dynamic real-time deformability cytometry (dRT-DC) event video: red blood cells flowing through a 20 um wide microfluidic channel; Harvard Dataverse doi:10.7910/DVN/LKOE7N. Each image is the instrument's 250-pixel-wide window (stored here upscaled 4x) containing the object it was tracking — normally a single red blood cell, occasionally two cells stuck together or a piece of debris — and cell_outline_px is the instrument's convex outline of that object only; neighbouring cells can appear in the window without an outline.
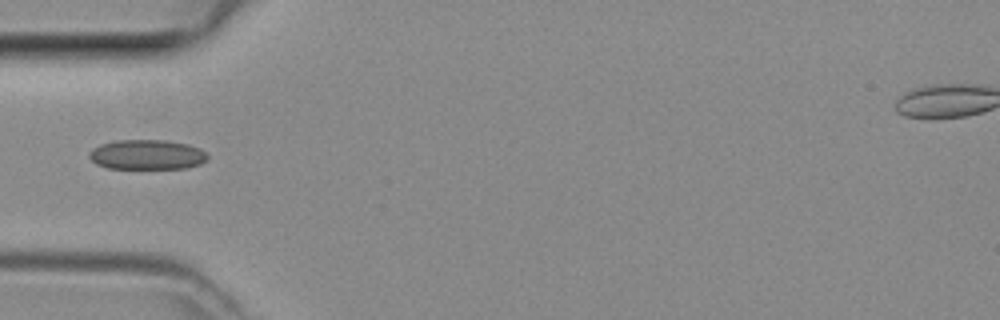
{"species": "common noctule bat (a hibernating species)", "species_latin": "Nyctalus noctula", "temperature_condition": "room temperature", "stored_images_in_passage": 2, "camera_frame_rate_fps": 3000, "um_per_image_px": 0.085, "animal": {"sex": "female", "body_mass_g": 29.2, "forearm_length_mm": 56.3}, "frame": {"image": 1, "passage_image": 1, "time_ms": 0.0, "image_size_px": [1000, 320], "cell_outline_px": [[208, 160], [200, 164], [184, 168], [108, 168], [96, 164], [88, 156], [88, 152], [92, 148], [100, 144], [116, 140], [164, 140], [188, 144], [200, 148], [208, 156]], "centroid_in_image_um": [12.47, 13.14], "position_along_channel_um": 72.5, "area_um2": 20.63}}
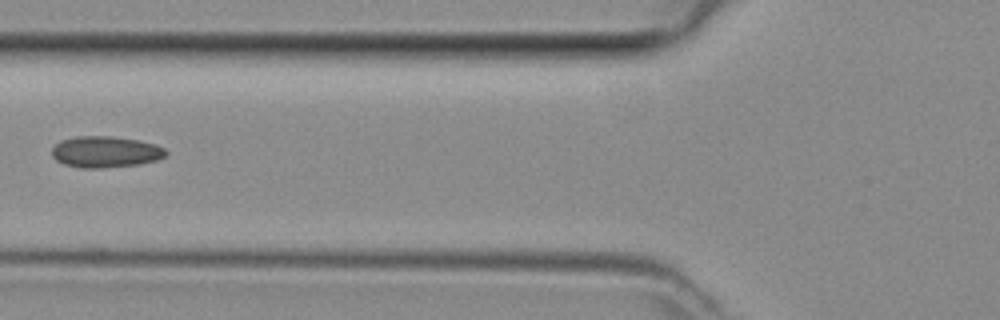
{"frame": {"image": 2, "passage_image": 2, "time_ms": 0.333, "image_size_px": [1000, 320], "cell_outline_px": [[168, 152], [164, 156], [156, 160], [140, 164], [100, 168], [80, 168], [64, 164], [56, 160], [52, 156], [52, 148], [60, 140], [76, 136], [112, 136], [140, 140], [156, 144], [164, 148]], "centroid_in_image_um": [8.96, 12.9], "position_along_channel_um": 116.8, "area_um2": 20.92}}